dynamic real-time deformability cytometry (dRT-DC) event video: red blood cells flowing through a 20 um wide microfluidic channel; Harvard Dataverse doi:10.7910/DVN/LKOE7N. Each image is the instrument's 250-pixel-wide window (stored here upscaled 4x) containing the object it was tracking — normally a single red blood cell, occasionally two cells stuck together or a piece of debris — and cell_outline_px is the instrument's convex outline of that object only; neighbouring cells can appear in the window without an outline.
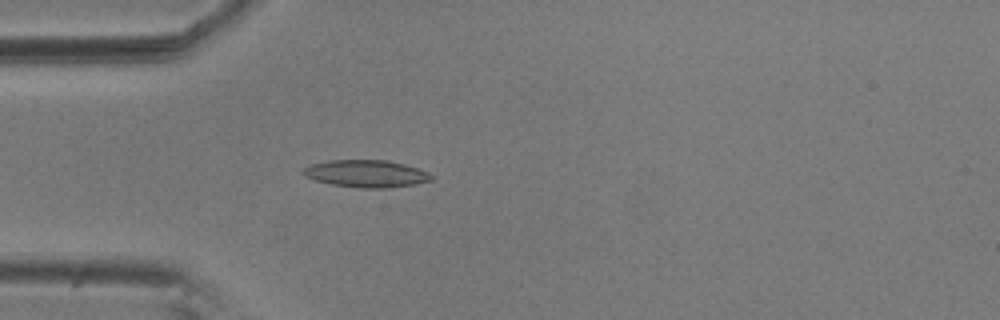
{"species": "common noctule bat (a hibernating species)", "species_latin": "Nyctalus noctula", "temperature_condition": "room temperature", "stored_images_in_passage": 56, "camera_frame_rate_fps": 3000, "um_per_image_px": 0.085, "animal": {"sex": "male", "body_mass_g": 20.5, "forearm_length_mm": 52.5}, "frame": {"image": 1, "passage_image": 16, "time_ms": 5.0, "image_size_px": [1000, 320], "cell_outline_px": [[432, 180], [416, 184], [388, 188], [360, 188], [332, 184], [316, 180], [304, 176], [300, 172], [304, 168], [312, 164], [328, 160], [388, 160], [404, 164], [428, 172], [432, 176]], "centroid_in_image_um": [31.12, 14.76], "position_along_channel_um": 53.9, "area_um2": 20.35}}
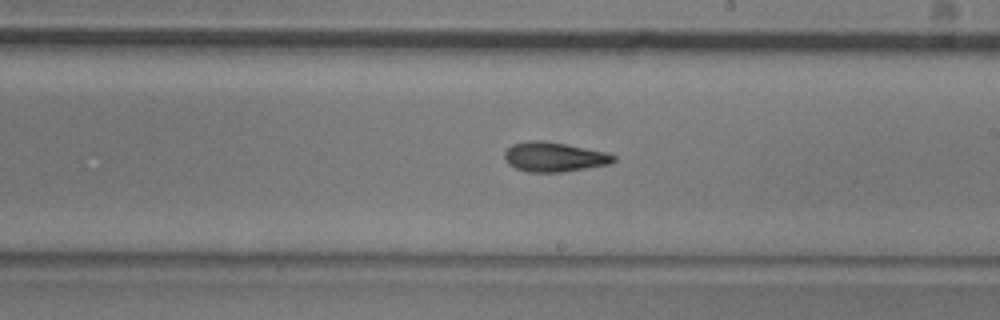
{"frame": {"image": 2, "passage_image": 32, "time_ms": 10.333, "image_size_px": [1000, 320], "cell_outline_px": [[616, 160], [612, 164], [564, 172], [528, 172], [516, 168], [508, 164], [504, 156], [504, 152], [512, 144], [528, 140], [540, 140], [564, 144], [608, 152], [616, 156]], "centroid_in_image_um": [47.13, 13.34], "position_along_channel_um": 241.9, "area_um2": 18.96}}
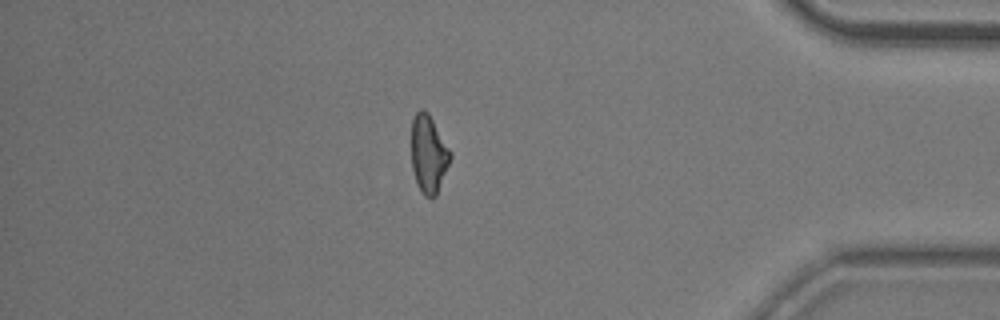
{"frame": {"image": 3, "passage_image": 48, "time_ms": 15.667, "image_size_px": [1000, 320], "cell_outline_px": [[452, 156], [436, 196], [432, 200], [424, 196], [416, 180], [412, 168], [412, 120], [416, 112], [420, 108], [424, 108], [428, 112], [452, 152]], "centroid_in_image_um": [36.44, 13.08], "position_along_channel_um": 398.8, "area_um2": 17.69}, "authors_computed_cell_mechanics": {"area_um2": 18.6116, "velocity_mm_per_s": 3.6203, "shape_relaxation_time_tau1_ms": null, "shape_relaxation_time_tau2_ms": 3.5249, "deformation_change_tau1": null, "deformation_change_tau2": 0.1186}}